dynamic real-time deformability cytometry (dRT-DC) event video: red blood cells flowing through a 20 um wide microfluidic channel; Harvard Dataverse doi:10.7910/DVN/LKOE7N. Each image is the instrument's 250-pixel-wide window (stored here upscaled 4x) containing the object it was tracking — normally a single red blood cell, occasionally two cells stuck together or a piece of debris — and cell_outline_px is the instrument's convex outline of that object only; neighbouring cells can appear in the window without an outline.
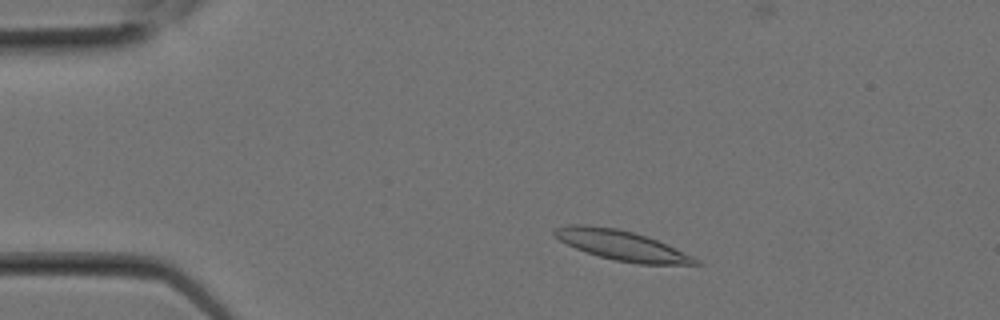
{"species": "Egyptian fruit bat (a non-hibernating species)", "species_latin": "Rousettus aegyptiacus", "temperature_condition": "room temperature", "stored_images_in_passage": 1, "camera_frame_rate_fps": 3000, "um_per_image_px": 0.085, "animal": {"sex": "female"}, "frame": {"image": 1, "passage_image": 1, "time_ms": 0.0, "image_size_px": [1000, 320], "cell_outline_px": [[704, 264], [640, 264], [616, 260], [600, 256], [576, 248], [552, 236], [552, 228], [568, 224], [580, 224], [616, 228], [648, 236], [668, 244], [700, 260]], "centroid_in_image_um": [52.83, 20.84], "position_along_channel_um": 32.2, "area_um2": 24.51}}